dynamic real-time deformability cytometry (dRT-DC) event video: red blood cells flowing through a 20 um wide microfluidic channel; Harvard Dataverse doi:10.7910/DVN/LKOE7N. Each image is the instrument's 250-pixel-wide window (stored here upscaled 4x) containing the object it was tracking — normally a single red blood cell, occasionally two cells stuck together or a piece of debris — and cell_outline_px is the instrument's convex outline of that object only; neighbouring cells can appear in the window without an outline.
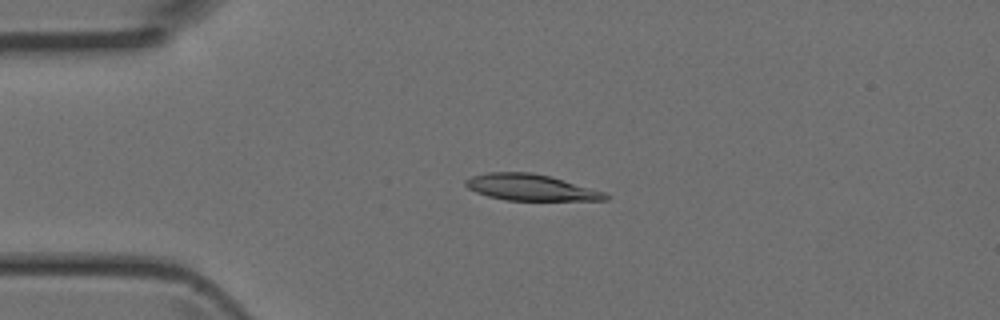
{"species": "Egyptian fruit bat (a non-hibernating species)", "species_latin": "Rousettus aegyptiacus", "temperature_condition": "room temperature", "stored_images_in_passage": 3, "camera_frame_rate_fps": 3000, "um_per_image_px": 0.085, "animal": {"sex": "female"}, "frame": {"image": 1, "passage_image": 3, "time_ms": 0.667, "image_size_px": [1000, 320], "cell_outline_px": [[608, 200], [504, 200], [488, 196], [476, 192], [468, 188], [464, 184], [464, 180], [472, 176], [488, 172], [532, 172], [548, 176], [604, 192], [608, 196]], "centroid_in_image_um": [45.04, 15.93], "position_along_channel_um": 40.0, "area_um2": 21.1}}